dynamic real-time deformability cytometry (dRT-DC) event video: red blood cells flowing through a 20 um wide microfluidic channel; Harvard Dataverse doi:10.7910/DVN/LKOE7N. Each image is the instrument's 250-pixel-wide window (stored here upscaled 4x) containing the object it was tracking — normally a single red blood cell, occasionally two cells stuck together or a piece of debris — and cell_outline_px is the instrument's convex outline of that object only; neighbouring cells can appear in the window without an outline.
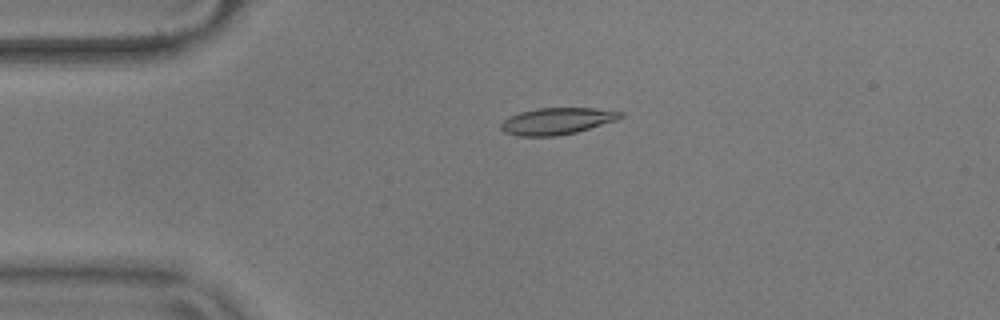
{"species": "common noctule bat (a hibernating species)", "species_latin": "Nyctalus noctula", "temperature_condition": "warm", "stored_images_in_passage": 55, "camera_frame_rate_fps": 3000, "um_per_image_px": 0.085, "animal": {"sex": "male", "body_mass_g": 17.9}, "frame": {"image": 1, "passage_image": 12, "time_ms": 3.667, "image_size_px": [1000, 320], "cell_outline_px": [[624, 116], [616, 120], [576, 132], [556, 136], [520, 136], [504, 132], [500, 128], [500, 124], [508, 116], [520, 112], [536, 108], [592, 108], [624, 112]], "centroid_in_image_um": [47.32, 10.29], "position_along_channel_um": 37.7, "area_um2": 18.55}}
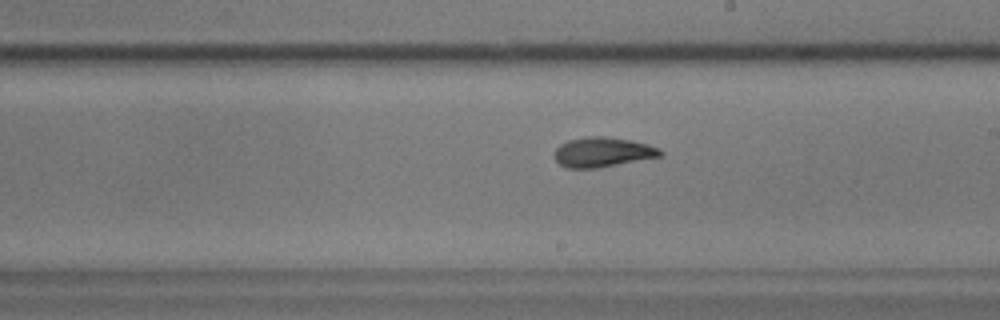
{"frame": {"image": 2, "passage_image": 31, "time_ms": 10.0, "image_size_px": [1000, 320], "cell_outline_px": [[664, 156], [600, 168], [568, 168], [560, 164], [552, 156], [556, 148], [560, 144], [568, 140], [588, 136], [604, 136], [628, 140], [648, 144], [660, 148], [664, 152]], "centroid_in_image_um": [51.25, 12.94], "position_along_channel_um": 237.8, "area_um2": 18.67}}
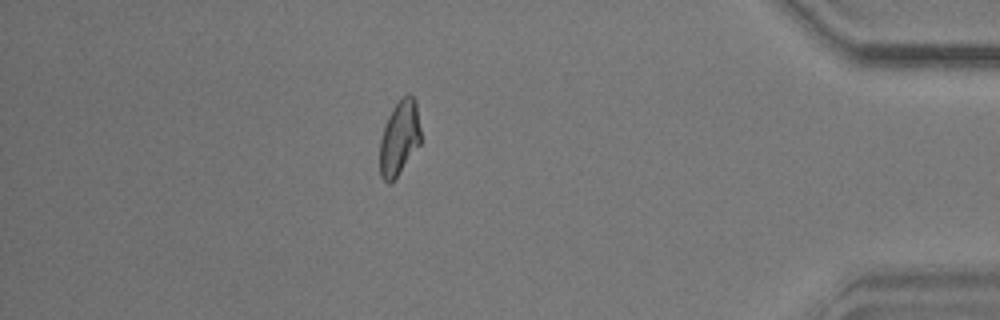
{"frame": {"image": 3, "passage_image": 48, "time_ms": 15.667, "image_size_px": [1000, 320], "cell_outline_px": [[420, 144], [396, 176], [388, 184], [380, 176], [380, 140], [388, 116], [392, 108], [408, 92], [416, 100], [420, 128]], "centroid_in_image_um": [33.95, 11.69], "position_along_channel_um": 401.3, "area_um2": 17.51}, "authors_computed_cell_mechanics": {"area_um2": 18.3226, "velocity_mm_per_s": 3.6269, "shape_relaxation_time_tau1_ms": 4.8139, "shape_relaxation_time_tau2_ms": 2.2888, "deformation_change_tau1": 0.1411, "deformation_change_tau2": 0.0896}}